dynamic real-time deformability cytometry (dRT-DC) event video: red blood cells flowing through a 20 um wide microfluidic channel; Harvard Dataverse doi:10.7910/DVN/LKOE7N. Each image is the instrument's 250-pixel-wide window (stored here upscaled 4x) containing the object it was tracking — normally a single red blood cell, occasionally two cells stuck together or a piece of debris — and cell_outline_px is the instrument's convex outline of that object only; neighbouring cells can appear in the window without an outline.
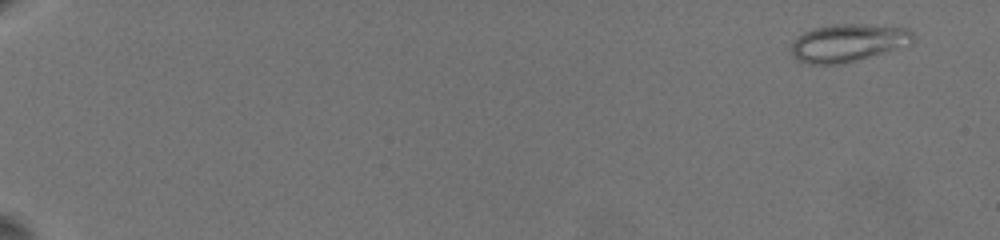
{"species": "common noctule bat (a hibernating species)", "species_latin": "Nyctalus noctula", "temperature_condition": "warm", "stored_images_in_passage": 58, "camera_frame_rate_fps": 3000, "um_per_image_px": 0.085, "animal": {"sex": "female", "body_mass_g": 19.5, "forearm_length_mm": 54.1}, "frame": {"image": 1, "passage_image": 6, "time_ms": 1.0, "image_size_px": [1000, 240], "cell_outline_px": [[916, 40], [912, 44], [884, 52], [840, 64], [808, 64], [796, 60], [792, 56], [788, 48], [792, 40], [804, 32], [816, 28], [832, 24], [864, 24], [908, 28], [916, 36]], "centroid_in_image_um": [72.05, 3.64], "position_along_channel_um": 12.9, "area_um2": 27.05}}
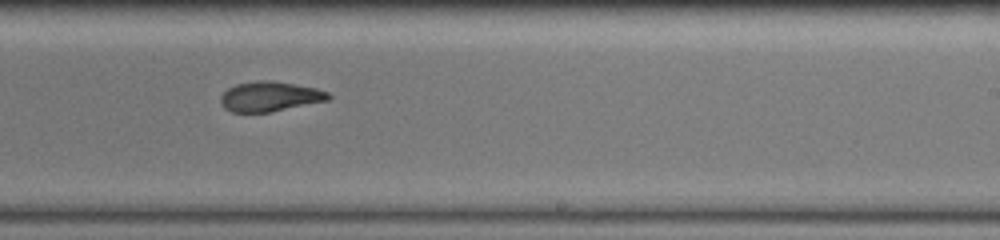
{"frame": {"image": 2, "passage_image": 46, "time_ms": 14.0, "image_size_px": [1000, 240], "cell_outline_px": [[332, 96], [328, 100], [268, 112], [232, 112], [224, 108], [220, 104], [220, 96], [228, 88], [236, 84], [256, 80], [272, 80], [316, 88], [328, 92]], "centroid_in_image_um": [22.9, 8.19], "position_along_channel_um": 266.1, "area_um2": 18.73}}
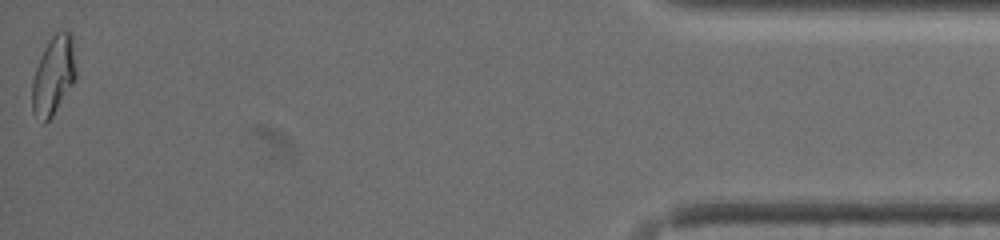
{"frame": {"image": 3, "passage_image": 58, "time_ms": 20.667, "image_size_px": [1000, 240], "cell_outline_px": [[76, 80], [52, 116], [44, 124], [40, 124], [32, 112], [32, 80], [40, 56], [44, 48], [52, 36], [60, 28], [68, 32], [72, 36], [76, 64]], "centroid_in_image_um": [4.55, 6.43], "position_along_channel_um": 430.7, "area_um2": 20.46}, "authors_computed_cell_mechanics": {"area_um2": 21.1837, "velocity_mm_per_s": 3.5729, "shape_relaxation_time_tau1_ms": null, "shape_relaxation_time_tau2_ms": 2.7522, "deformation_change_tau1": null, "deformation_change_tau2": 0.1012}}